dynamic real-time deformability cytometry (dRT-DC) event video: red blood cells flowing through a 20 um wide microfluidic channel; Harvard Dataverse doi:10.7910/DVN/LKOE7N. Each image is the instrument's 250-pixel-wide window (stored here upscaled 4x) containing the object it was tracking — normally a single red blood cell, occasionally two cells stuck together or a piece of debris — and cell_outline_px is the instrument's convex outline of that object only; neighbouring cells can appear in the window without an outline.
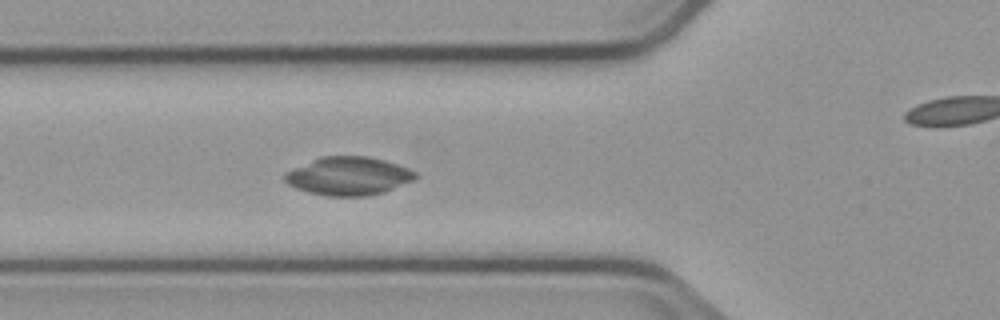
{"species": "common noctule bat (a hibernating species)", "species_latin": "Nyctalus noctula", "temperature_condition": "cold", "stored_images_in_passage": 6, "segment_of_instrument_passage": [1, 2], "camera_frame_rate_fps": 3000, "um_per_image_px": 0.085, "animal": {"sex": "male", "body_mass_g": 23.1, "forearm_length_mm": 52.7}, "frame": {"image": 1, "passage_image": 5, "time_ms": 4.667, "image_size_px": [1000, 320], "cell_outline_px": [[420, 176], [416, 180], [384, 192], [364, 196], [328, 196], [308, 192], [296, 188], [288, 184], [284, 180], [284, 172], [320, 156], [368, 156], [384, 160], [408, 168], [416, 172]], "centroid_in_image_um": [29.64, 14.96], "position_along_channel_um": 96.2, "area_um2": 29.36}}